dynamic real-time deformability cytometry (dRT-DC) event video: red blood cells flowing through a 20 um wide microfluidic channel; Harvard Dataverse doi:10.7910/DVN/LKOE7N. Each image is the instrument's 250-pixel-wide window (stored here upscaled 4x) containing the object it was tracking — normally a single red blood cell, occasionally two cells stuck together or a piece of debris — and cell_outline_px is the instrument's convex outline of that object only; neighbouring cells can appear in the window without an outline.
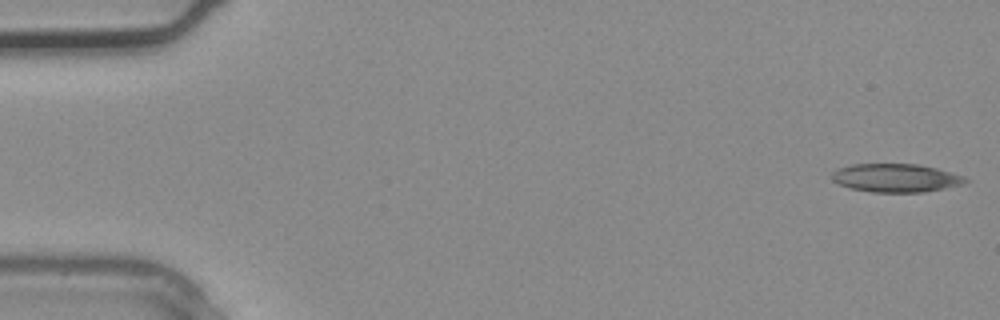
{"species": "common noctule bat (a hibernating species)", "species_latin": "Nyctalus noctula", "temperature_condition": "warm", "stored_images_in_passage": 4, "camera_frame_rate_fps": 3000, "um_per_image_px": 0.085, "animal": {"sex": "male", "body_mass_g": 20.4}, "frame": {"image": 1, "passage_image": 1, "time_ms": 0.0, "image_size_px": [1000, 320], "cell_outline_px": [[968, 180], [960, 184], [944, 188], [924, 192], [872, 192], [848, 188], [832, 180], [832, 172], [840, 168], [852, 164], [920, 164], [936, 168], [964, 176]], "centroid_in_image_um": [76.12, 15.12], "position_along_channel_um": 8.9, "area_um2": 21.91}}